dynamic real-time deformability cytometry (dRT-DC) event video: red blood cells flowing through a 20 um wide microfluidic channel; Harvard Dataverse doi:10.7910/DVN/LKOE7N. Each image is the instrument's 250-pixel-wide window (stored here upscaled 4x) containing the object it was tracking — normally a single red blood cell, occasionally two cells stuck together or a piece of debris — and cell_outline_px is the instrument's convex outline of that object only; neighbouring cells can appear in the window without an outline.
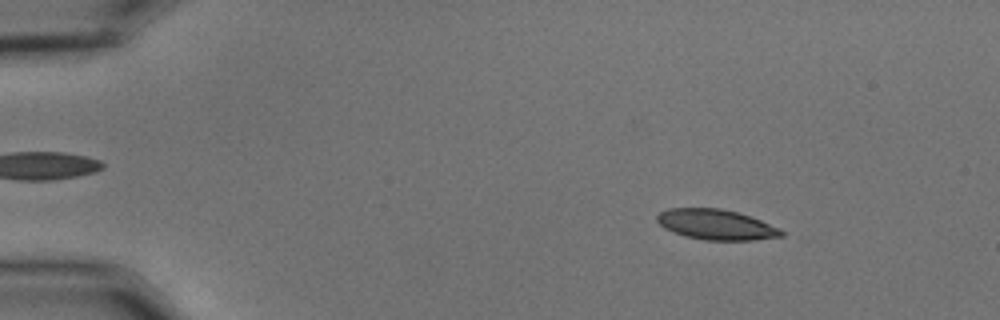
{"species": "common noctule bat (a hibernating species)", "species_latin": "Nyctalus noctula", "temperature_condition": "cold", "stored_images_in_passage": 25, "camera_frame_rate_fps": 3000, "um_per_image_px": 0.085, "animal": {"sex": "male", "body_mass_g": 15.6}, "frame": {"image": 1, "passage_image": 8, "time_ms": 2.333, "image_size_px": [1000, 320], "cell_outline_px": [[784, 236], [756, 240], [704, 240], [684, 236], [664, 228], [656, 220], [656, 216], [660, 212], [668, 208], [720, 208], [740, 212], [780, 228], [784, 232]], "centroid_in_image_um": [60.88, 19.09], "position_along_channel_um": 24.1, "area_um2": 22.14}}
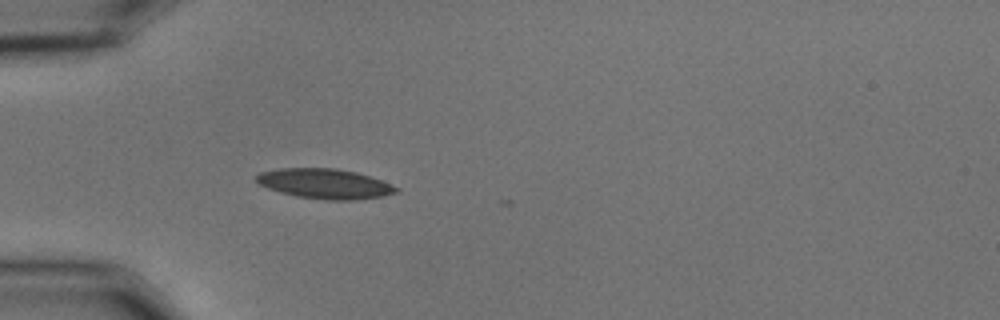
{"frame": {"image": 2, "passage_image": 17, "time_ms": 5.333, "image_size_px": [1000, 320], "cell_outline_px": [[400, 192], [380, 196], [356, 200], [324, 200], [296, 196], [280, 192], [268, 188], [260, 184], [256, 180], [256, 176], [260, 172], [280, 168], [336, 168], [356, 172], [380, 180], [400, 188]], "centroid_in_image_um": [27.61, 15.62], "position_along_channel_um": 57.4, "area_um2": 24.33}}
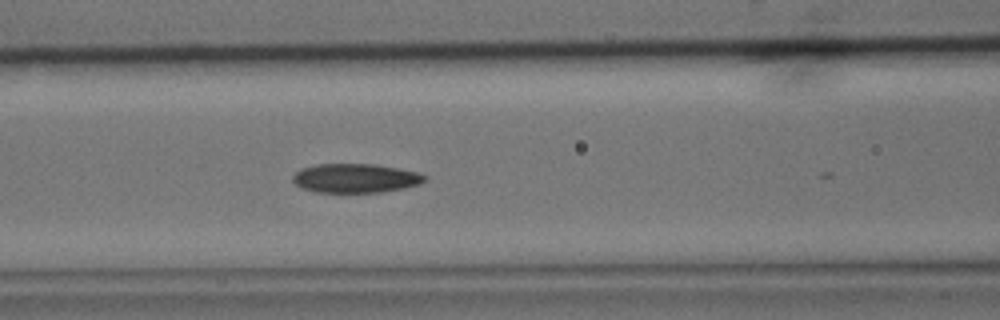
{"frame": {"image": 3, "passage_image": 24, "time_ms": 7.667, "image_size_px": [1000, 320], "cell_outline_px": [[428, 176], [420, 184], [404, 188], [380, 192], [316, 192], [304, 188], [296, 184], [292, 180], [292, 176], [300, 168], [316, 164], [376, 164], [400, 168], [416, 172]], "centroid_in_image_um": [30.21, 15.13], "position_along_channel_um": 136.4, "area_um2": 22.37}}